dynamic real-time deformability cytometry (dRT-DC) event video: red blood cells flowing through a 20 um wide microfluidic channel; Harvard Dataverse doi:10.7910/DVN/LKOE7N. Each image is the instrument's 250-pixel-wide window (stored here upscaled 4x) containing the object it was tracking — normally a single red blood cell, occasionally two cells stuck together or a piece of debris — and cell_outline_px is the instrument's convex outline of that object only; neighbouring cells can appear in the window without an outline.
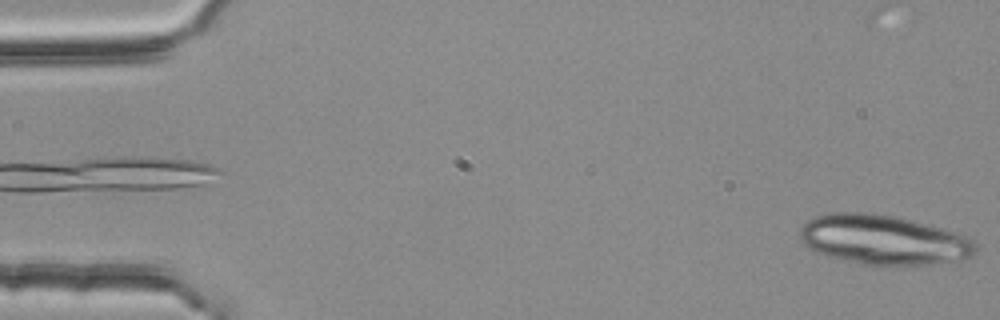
{"species": "common noctule bat (a hibernating species)", "species_latin": "Nyctalus noctula", "temperature_condition": "room temperature", "stored_images_in_passage": 3, "segment_of_instrument_passage": [2, 2], "camera_frame_rate_fps": 3000, "um_per_image_px": 0.085, "animal": {"sex": "female", "body_mass_g": 25.1}, "frame": {"image": 1, "passage_image": 3, "time_ms": 0.667, "image_size_px": [1000, 320], "cell_outline_px": [[976, 252], [972, 256], [952, 260], [928, 264], [864, 264], [840, 260], [816, 252], [804, 244], [800, 236], [800, 228], [808, 220], [816, 216], [832, 212], [872, 212], [896, 216], [940, 228], [964, 236], [972, 240], [976, 244]], "centroid_in_image_um": [75.02, 20.36], "position_along_channel_um": 10.0, "area_um2": 50.17}}